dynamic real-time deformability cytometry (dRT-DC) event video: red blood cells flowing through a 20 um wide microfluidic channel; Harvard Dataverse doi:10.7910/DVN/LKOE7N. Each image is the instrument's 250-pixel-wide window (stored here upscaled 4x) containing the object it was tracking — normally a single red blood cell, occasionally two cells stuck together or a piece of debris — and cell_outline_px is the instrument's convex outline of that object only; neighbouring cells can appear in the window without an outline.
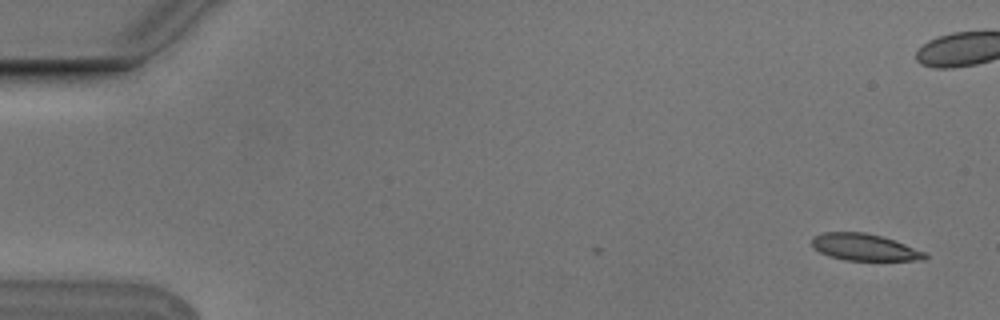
{"species": "Egyptian fruit bat (a non-hibernating species)", "species_latin": "Rousettus aegyptiacus", "temperature_condition": "cold", "stored_images_in_passage": 6, "camera_frame_rate_fps": 3000, "um_per_image_px": 0.085, "animal": {"sex": "male"}, "frame": {"image": 1, "passage_image": 1, "time_ms": 0.0, "image_size_px": [1000, 320], "cell_outline_px": [[928, 256], [924, 260], [844, 260], [828, 256], [812, 248], [812, 236], [824, 232], [864, 232], [880, 236], [904, 244], [924, 252]], "centroid_in_image_um": [73.41, 21.01], "position_along_channel_um": 11.6, "area_um2": 17.51}}
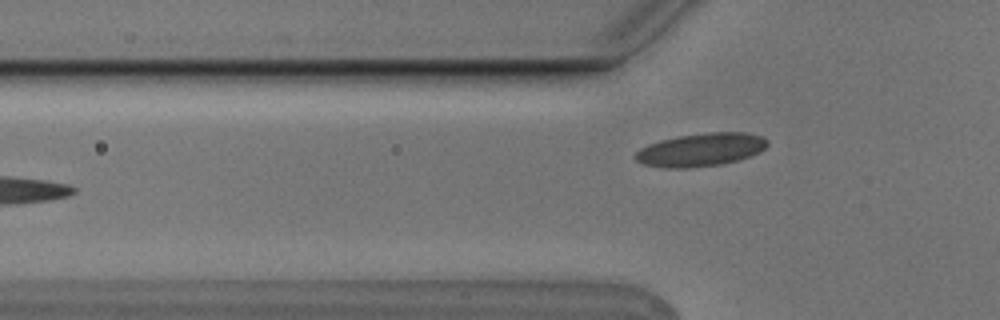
{"frame": {"image": 2, "passage_image": 6, "time_ms": 1.667, "image_size_px": [1000, 320], "cell_outline_px": [[768, 144], [760, 152], [736, 160], [720, 164], [688, 168], [664, 168], [644, 164], [636, 160], [632, 156], [640, 148], [648, 144], [660, 140], [680, 136], [708, 132], [744, 132], [760, 136], [768, 140]], "centroid_in_image_um": [59.53, 12.72], "position_along_channel_um": 66.3, "area_um2": 25.37}}